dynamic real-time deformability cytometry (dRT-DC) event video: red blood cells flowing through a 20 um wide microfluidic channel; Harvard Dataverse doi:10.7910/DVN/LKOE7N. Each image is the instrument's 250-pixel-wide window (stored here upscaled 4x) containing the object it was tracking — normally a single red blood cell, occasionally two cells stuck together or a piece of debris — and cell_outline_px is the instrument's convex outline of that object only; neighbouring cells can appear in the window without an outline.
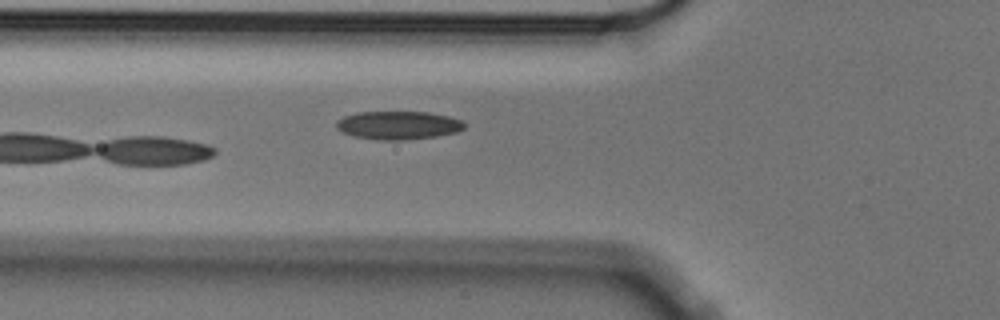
{"species": "Egyptian fruit bat (a non-hibernating species)", "species_latin": "Rousettus aegyptiacus", "temperature_condition": "cold", "stored_images_in_passage": 4, "camera_frame_rate_fps": 3000, "um_per_image_px": 0.085, "animal": {"sex": "male"}, "frame": {"image": 1, "passage_image": 4, "time_ms": 1.0, "image_size_px": [1000, 320], "cell_outline_px": [[464, 128], [456, 132], [436, 136], [404, 140], [380, 140], [352, 136], [336, 128], [336, 120], [344, 116], [356, 112], [428, 112], [448, 116], [460, 120], [464, 124]], "centroid_in_image_um": [33.81, 10.64], "position_along_channel_um": 92.0, "area_um2": 21.04}}